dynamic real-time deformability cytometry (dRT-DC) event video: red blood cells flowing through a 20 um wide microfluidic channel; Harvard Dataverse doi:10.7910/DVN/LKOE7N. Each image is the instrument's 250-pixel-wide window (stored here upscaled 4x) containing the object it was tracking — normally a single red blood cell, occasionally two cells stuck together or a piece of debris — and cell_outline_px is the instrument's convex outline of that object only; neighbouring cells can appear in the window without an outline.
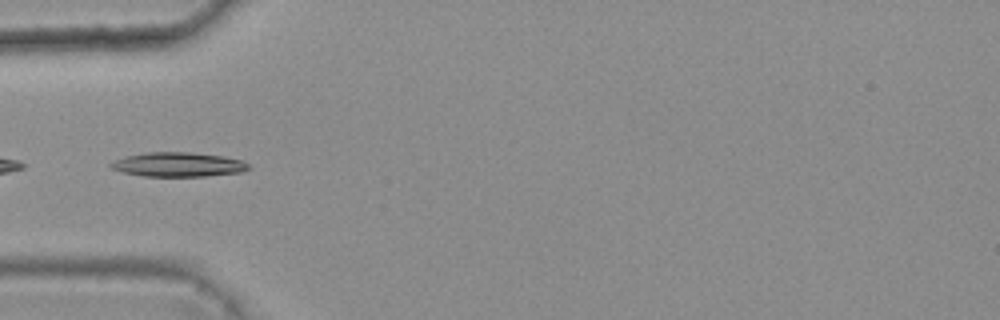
{"species": "common noctule bat (a hibernating species)", "species_latin": "Nyctalus noctula", "temperature_condition": "warm", "stored_images_in_passage": 5, "camera_frame_rate_fps": 3000, "um_per_image_px": 0.085, "animal": {"sex": "female", "body_mass_g": 25.1}, "frame": {"image": 1, "passage_image": 5, "time_ms": 1.333, "image_size_px": [1000, 320], "cell_outline_px": [[252, 168], [240, 172], [204, 176], [144, 176], [124, 172], [112, 168], [108, 164], [124, 156], [148, 152], [188, 152], [224, 156], [240, 160], [248, 164]], "centroid_in_image_um": [15.15, 13.98], "position_along_channel_um": 69.9, "area_um2": 19.36}}